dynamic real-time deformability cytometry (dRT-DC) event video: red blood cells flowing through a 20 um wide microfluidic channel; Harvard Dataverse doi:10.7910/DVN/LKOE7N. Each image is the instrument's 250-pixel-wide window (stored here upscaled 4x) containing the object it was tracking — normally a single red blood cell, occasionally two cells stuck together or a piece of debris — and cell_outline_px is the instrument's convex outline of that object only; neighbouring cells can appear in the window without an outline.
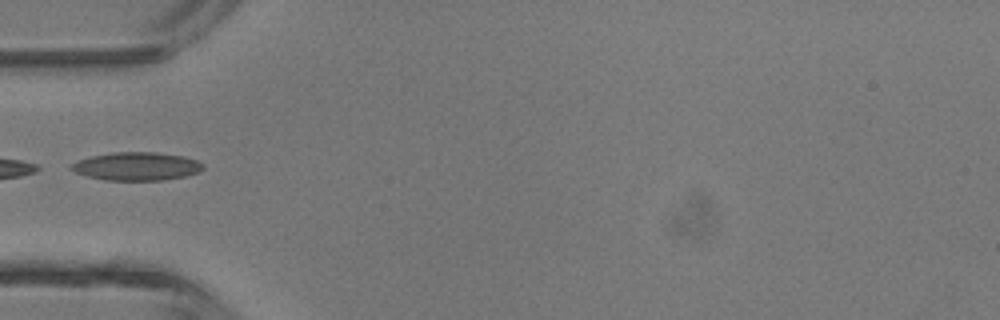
{"species": "common noctule bat (a hibernating species)", "species_latin": "Nyctalus noctula", "temperature_condition": "room temperature", "stored_images_in_passage": 4, "camera_frame_rate_fps": 3000, "um_per_image_px": 0.085, "animal": {"sex": "male", "body_mass_g": 13.3}, "frame": {"image": 1, "passage_image": 4, "time_ms": 3.333, "image_size_px": [1000, 320], "cell_outline_px": [[204, 168], [200, 172], [184, 176], [164, 180], [108, 180], [88, 176], [76, 172], [68, 168], [72, 164], [80, 160], [92, 156], [112, 152], [156, 152], [184, 156], [196, 160], [204, 164]], "centroid_in_image_um": [11.66, 14.13], "position_along_channel_um": 73.3, "area_um2": 21.56}}